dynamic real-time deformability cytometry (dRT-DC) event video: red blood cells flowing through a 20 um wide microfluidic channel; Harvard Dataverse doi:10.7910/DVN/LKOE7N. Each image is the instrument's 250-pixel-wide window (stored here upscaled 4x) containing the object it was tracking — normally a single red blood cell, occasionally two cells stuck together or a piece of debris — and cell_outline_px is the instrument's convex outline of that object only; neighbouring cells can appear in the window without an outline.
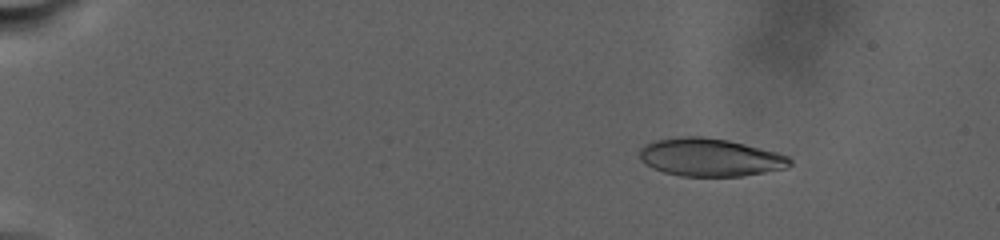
{"species": "human", "species_latin": "Homo sapiens", "temperature_condition": "warm", "stored_images_in_passage": 72, "camera_frame_rate_fps": 3000, "um_per_image_px": 0.085, "donor": {"sex": "male"}, "frame": {"image": 1, "passage_image": 17, "time_ms": 4.667, "image_size_px": [1000, 240], "cell_outline_px": [[792, 164], [788, 168], [740, 176], [680, 176], [664, 172], [652, 168], [640, 160], [640, 148], [644, 144], [656, 140], [680, 136], [700, 136], [728, 140], [776, 152], [788, 156], [792, 160]], "centroid_in_image_um": [60.34, 13.37], "position_along_channel_um": 24.7, "area_um2": 33.23}}
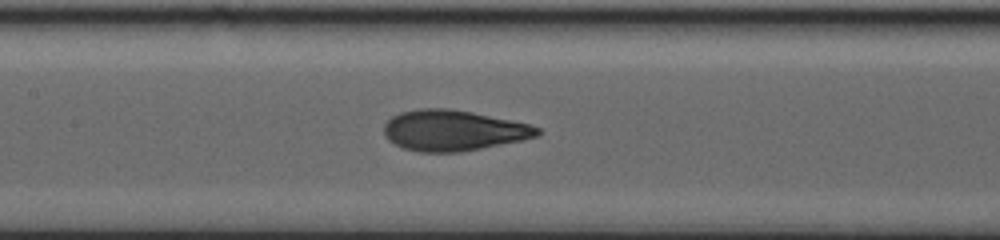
{"frame": {"image": 2, "passage_image": 38, "time_ms": 16.0, "image_size_px": [1000, 240], "cell_outline_px": [[540, 136], [460, 152], [420, 152], [404, 148], [388, 140], [384, 136], [384, 124], [392, 116], [400, 112], [420, 108], [448, 108], [472, 112], [532, 124], [540, 128]], "centroid_in_image_um": [38.52, 11.08], "position_along_channel_um": 168.9, "area_um2": 36.36}}
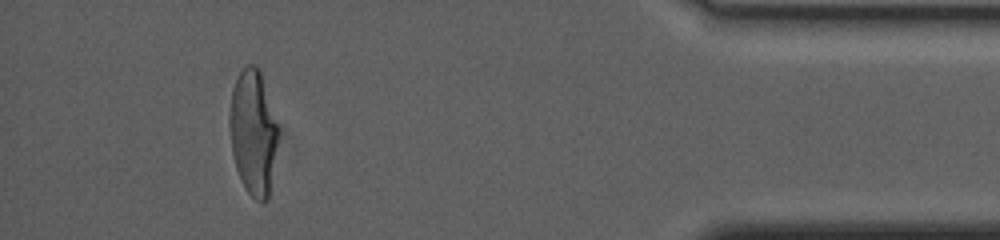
{"frame": {"image": 3, "passage_image": 64, "time_ms": 28.0, "image_size_px": [1000, 240], "cell_outline_px": [[276, 144], [268, 200], [264, 204], [260, 204], [244, 188], [240, 180], [236, 168], [232, 152], [228, 124], [228, 120], [232, 88], [240, 72], [248, 64], [256, 64], [260, 68], [276, 124]], "centroid_in_image_um": [21.47, 11.27], "position_along_channel_um": 413.7, "area_um2": 35.03}, "authors_computed_cell_mechanics": {"area_um2": 35.2002, "velocity_mm_per_s": 2.4073, "shape_relaxation_time_tau1_ms": 8.2421, "shape_relaxation_time_tau2_ms": null, "deformation_change_tau1": 0.2461, "deformation_change_tau2": null}}